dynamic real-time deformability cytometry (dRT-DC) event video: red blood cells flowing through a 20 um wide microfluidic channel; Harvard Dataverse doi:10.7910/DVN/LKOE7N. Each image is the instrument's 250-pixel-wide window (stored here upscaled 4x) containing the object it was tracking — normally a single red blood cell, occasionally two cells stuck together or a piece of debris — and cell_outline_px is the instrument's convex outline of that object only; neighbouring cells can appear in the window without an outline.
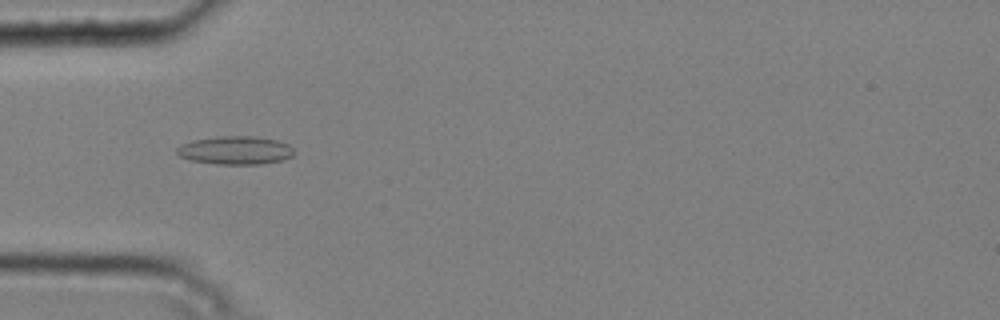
{"species": "common noctule bat (a hibernating species)", "species_latin": "Nyctalus noctula", "temperature_condition": "cold", "stored_images_in_passage": 8, "camera_frame_rate_fps": 3000, "um_per_image_px": 0.085, "animal": {"sex": "male", "body_mass_g": 20.4}, "frame": {"image": 1, "passage_image": 4, "time_ms": 1.0, "image_size_px": [1000, 320], "cell_outline_px": [[296, 152], [292, 156], [284, 160], [260, 164], [216, 164], [192, 160], [180, 156], [176, 152], [176, 148], [180, 144], [192, 140], [216, 136], [256, 136], [276, 140], [288, 144]], "centroid_in_image_um": [20.01, 12.77], "position_along_channel_um": 65.0, "area_um2": 19.48}}
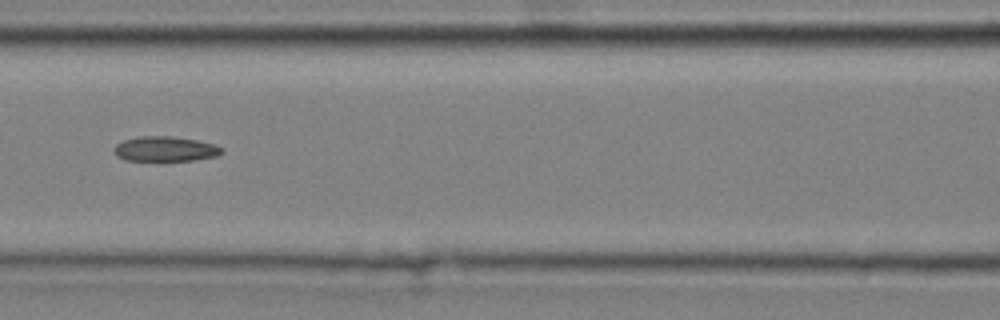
{"frame": {"image": 2, "passage_image": 6, "time_ms": 1.667, "image_size_px": [1000, 320], "cell_outline_px": [[224, 152], [216, 156], [196, 160], [124, 160], [116, 156], [112, 148], [116, 144], [124, 140], [140, 136], [172, 136], [196, 140], [212, 144], [224, 148]], "centroid_in_image_um": [14.03, 12.66], "position_along_channel_um": 152.6, "area_um2": 15.66}}
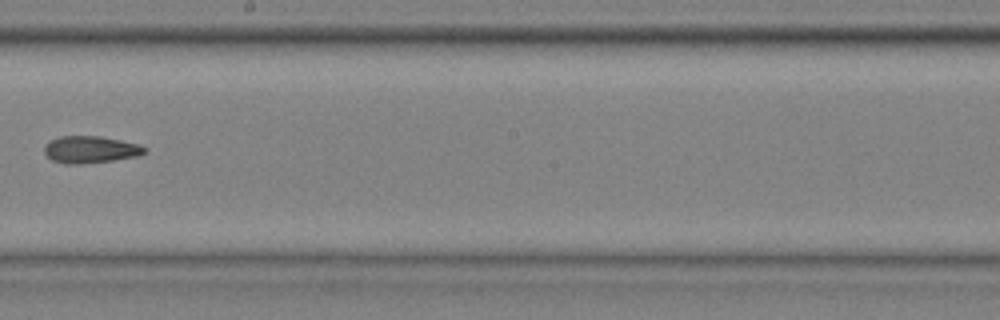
{"frame": {"image": 3, "passage_image": 8, "time_ms": 2.333, "image_size_px": [1000, 320], "cell_outline_px": [[148, 152], [140, 156], [112, 160], [80, 164], [64, 164], [52, 160], [44, 152], [44, 148], [52, 140], [60, 136], [100, 136], [140, 144], [148, 148]], "centroid_in_image_um": [7.76, 12.71], "position_along_channel_um": 240.4, "area_um2": 15.84}}